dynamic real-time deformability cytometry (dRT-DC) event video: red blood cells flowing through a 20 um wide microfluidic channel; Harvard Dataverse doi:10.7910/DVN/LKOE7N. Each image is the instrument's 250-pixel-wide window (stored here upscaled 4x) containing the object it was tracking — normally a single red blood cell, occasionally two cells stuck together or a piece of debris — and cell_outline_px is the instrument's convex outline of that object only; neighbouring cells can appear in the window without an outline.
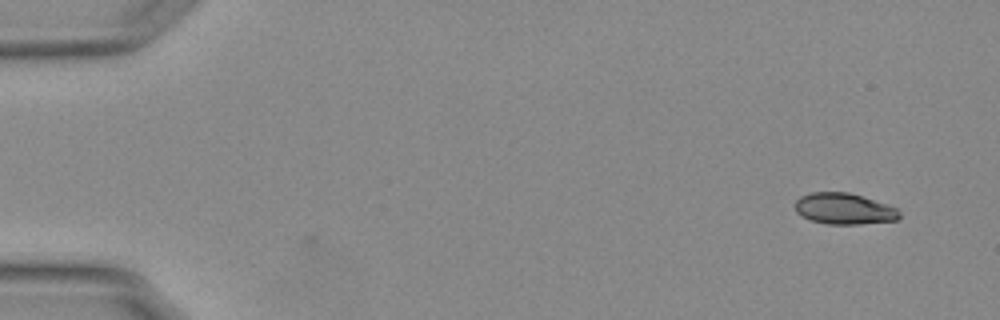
{"species": "Egyptian fruit bat (a non-hibernating species)", "species_latin": "Rousettus aegyptiacus", "temperature_condition": "warm", "stored_images_in_passage": 2, "camera_frame_rate_fps": 3000, "um_per_image_px": 0.085, "animal": {"sex": "female"}, "frame": {"image": 1, "passage_image": 1, "time_ms": 0.0, "image_size_px": [1000, 320], "cell_outline_px": [[900, 216], [896, 220], [860, 224], [828, 224], [812, 220], [800, 216], [796, 212], [796, 200], [800, 196], [812, 192], [848, 192], [896, 208], [900, 212]], "centroid_in_image_um": [71.71, 17.75], "position_along_channel_um": 13.3, "area_um2": 18.67}}